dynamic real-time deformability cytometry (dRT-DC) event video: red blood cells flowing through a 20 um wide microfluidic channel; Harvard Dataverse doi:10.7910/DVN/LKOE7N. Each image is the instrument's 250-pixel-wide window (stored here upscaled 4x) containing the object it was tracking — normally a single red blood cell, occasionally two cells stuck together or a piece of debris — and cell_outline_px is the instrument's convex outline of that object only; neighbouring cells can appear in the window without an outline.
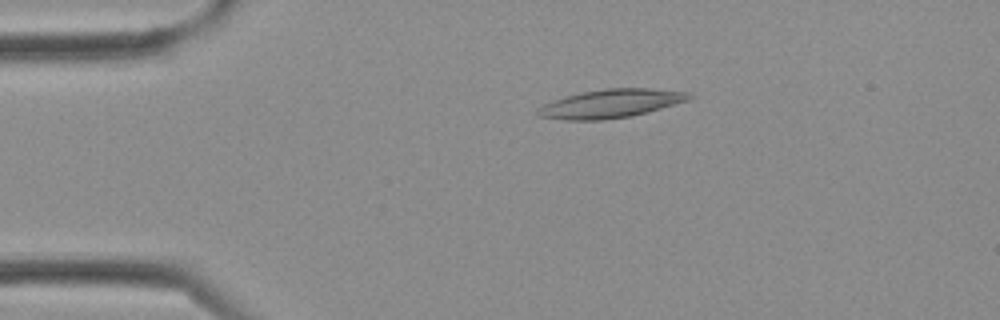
{"species": "Egyptian fruit bat (a non-hibernating species)", "species_latin": "Rousettus aegyptiacus", "temperature_condition": "cold", "stored_images_in_passage": 2, "camera_frame_rate_fps": 3000, "um_per_image_px": 0.085, "frame": {"image": 1, "passage_image": 1, "time_ms": 0.0, "image_size_px": [1000, 320], "cell_outline_px": [[696, 96], [688, 100], [632, 116], [604, 120], [564, 120], [536, 116], [536, 108], [544, 104], [580, 92], [604, 88], [648, 88], [688, 92]], "centroid_in_image_um": [51.9, 8.81], "position_along_channel_um": 33.1, "area_um2": 25.14}}